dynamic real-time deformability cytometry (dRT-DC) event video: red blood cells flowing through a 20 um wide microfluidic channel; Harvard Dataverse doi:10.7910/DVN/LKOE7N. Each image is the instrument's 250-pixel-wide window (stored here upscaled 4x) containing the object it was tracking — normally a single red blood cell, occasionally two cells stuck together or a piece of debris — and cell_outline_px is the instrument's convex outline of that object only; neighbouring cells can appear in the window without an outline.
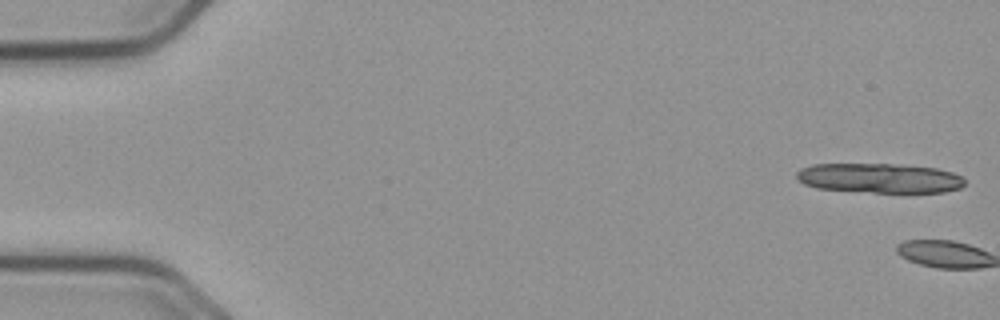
{"species": "common noctule bat (a hibernating species)", "species_latin": "Nyctalus noctula", "temperature_condition": "cold", "stored_images_in_passage": 3, "camera_frame_rate_fps": 3000, "um_per_image_px": 0.085, "animal": {"sex": "male", "body_mass_g": 23.1, "forearm_length_mm": 52.7}, "frame": {"image": 1, "passage_image": 1, "time_ms": 0.0, "image_size_px": [1000, 320], "cell_outline_px": [[964, 184], [960, 188], [944, 192], [908, 196], [816, 188], [804, 184], [796, 176], [796, 172], [800, 168], [812, 164], [892, 164], [936, 168], [952, 172], [960, 176], [964, 180]], "centroid_in_image_um": [74.8, 15.19], "position_along_channel_um": 10.2, "area_um2": 30.23}}